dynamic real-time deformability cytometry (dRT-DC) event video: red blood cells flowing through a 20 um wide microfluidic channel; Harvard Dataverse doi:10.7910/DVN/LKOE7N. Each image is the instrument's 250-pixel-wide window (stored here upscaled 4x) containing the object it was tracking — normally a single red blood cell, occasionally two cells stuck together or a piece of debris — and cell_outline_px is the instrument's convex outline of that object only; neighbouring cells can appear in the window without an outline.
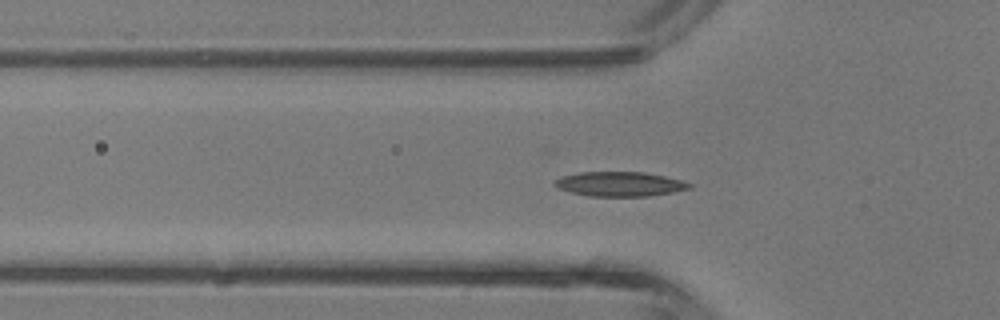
{"species": "common noctule bat (a hibernating species)", "species_latin": "Nyctalus noctula", "temperature_condition": "room temperature", "stored_images_in_passage": 34, "camera_frame_rate_fps": 3000, "um_per_image_px": 0.085, "animal": {"sex": "male", "body_mass_g": 13.3}, "frame": {"image": 1, "passage_image": 5, "time_ms": 1.333, "image_size_px": [1000, 320], "cell_outline_px": [[692, 188], [672, 192], [648, 196], [588, 196], [556, 188], [552, 184], [556, 180], [564, 176], [580, 172], [644, 172], [664, 176], [680, 180], [692, 184]], "centroid_in_image_um": [52.67, 15.64], "position_along_channel_um": 73.1, "area_um2": 19.13}}
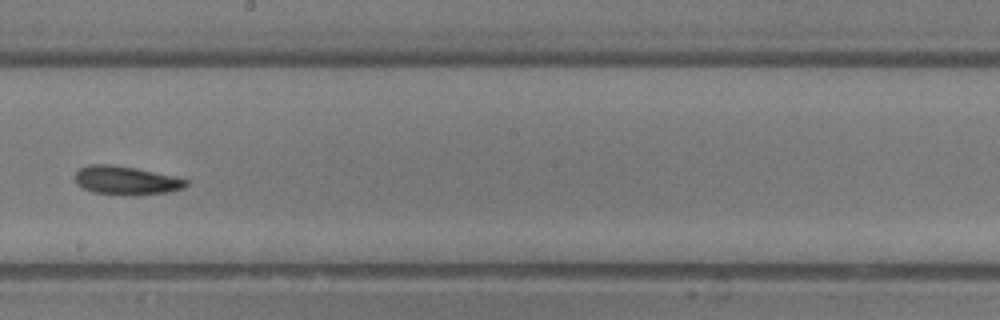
{"frame": {"image": 2, "passage_image": 15, "time_ms": 4.667, "image_size_px": [1000, 320], "cell_outline_px": [[188, 184], [184, 188], [168, 192], [136, 196], [132, 196], [92, 192], [76, 184], [76, 172], [80, 168], [88, 164], [112, 164], [136, 168], [172, 176], [188, 180]], "centroid_in_image_um": [10.71, 15.34], "position_along_channel_um": 237.5, "area_um2": 18.61}}
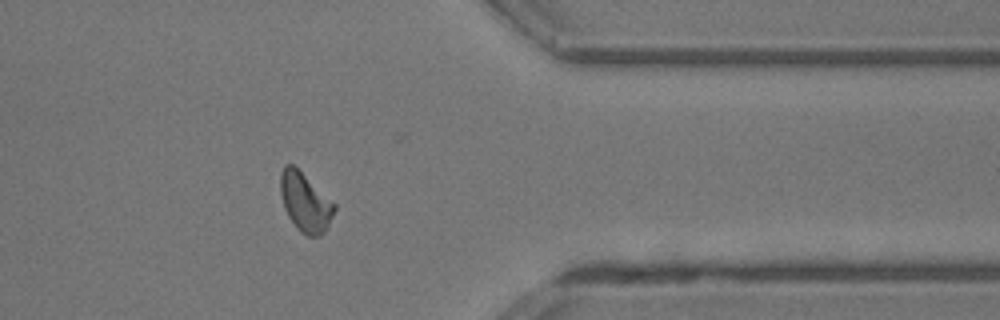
{"frame": {"image": 3, "passage_image": 25, "time_ms": 8.0, "image_size_px": [1000, 320], "cell_outline_px": [[336, 208], [324, 232], [320, 236], [308, 236], [300, 232], [296, 228], [288, 216], [284, 208], [280, 192], [280, 172], [284, 164], [292, 164], [336, 204]], "centroid_in_image_um": [25.92, 17.19], "position_along_channel_um": 385.5, "area_um2": 18.38}, "authors_computed_cell_mechanics": {"area_um2": 17.8891, "velocity_mm_per_s": 4.9133, "shape_relaxation_time_tau1_ms": 4.5741, "shape_relaxation_time_tau2_ms": 4.2939, "deformation_change_tau1": 0.1186, "deformation_change_tau2": 0.1407}}